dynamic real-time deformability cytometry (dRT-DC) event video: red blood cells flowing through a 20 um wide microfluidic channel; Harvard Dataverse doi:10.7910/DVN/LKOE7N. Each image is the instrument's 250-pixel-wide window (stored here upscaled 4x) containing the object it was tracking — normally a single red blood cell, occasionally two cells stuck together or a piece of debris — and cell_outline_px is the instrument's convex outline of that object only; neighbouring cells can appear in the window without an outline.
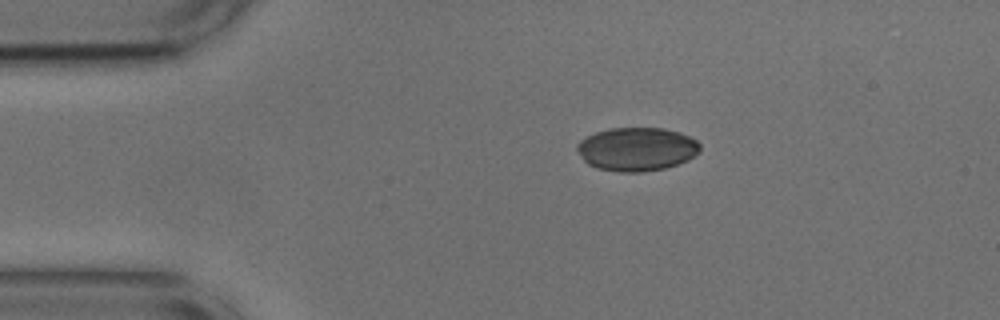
{"species": "common noctule bat (a hibernating species)", "species_latin": "Nyctalus noctula", "temperature_condition": "cold", "stored_images_in_passage": 28, "camera_frame_rate_fps": 3000, "um_per_image_px": 0.085, "animal": {"sex": "male", "body_mass_g": 17.9, "forearm_length_mm": 54.2}, "frame": {"image": 1, "passage_image": 1, "time_ms": 0.0, "image_size_px": [1000, 320], "cell_outline_px": [[700, 152], [696, 156], [688, 160], [664, 168], [640, 172], [620, 172], [596, 168], [588, 164], [584, 160], [576, 148], [576, 144], [580, 140], [596, 132], [608, 128], [664, 128], [680, 132], [696, 140], [700, 144]], "centroid_in_image_um": [54.13, 12.67], "position_along_channel_um": 30.9, "area_um2": 31.27}}
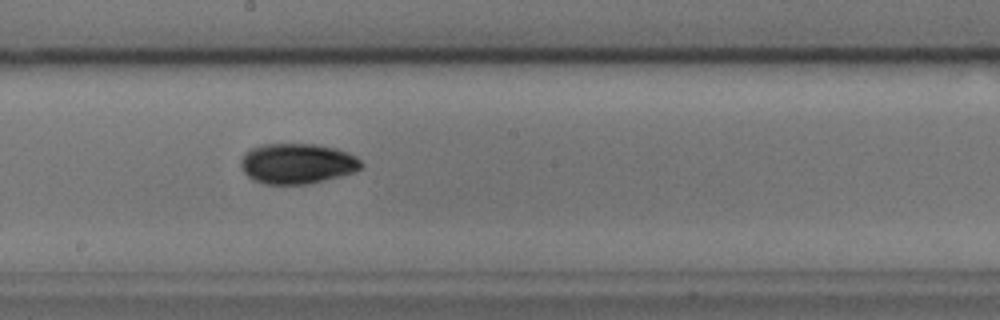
{"frame": {"image": 2, "passage_image": 20, "time_ms": 6.333, "image_size_px": [1000, 320], "cell_outline_px": [[364, 164], [360, 168], [352, 172], [340, 176], [308, 184], [264, 184], [252, 180], [244, 172], [240, 164], [240, 160], [244, 152], [248, 148], [260, 144], [316, 144], [336, 148], [348, 152], [356, 156]], "centroid_in_image_um": [25.22, 13.89], "position_along_channel_um": 223.0, "area_um2": 28.61}}
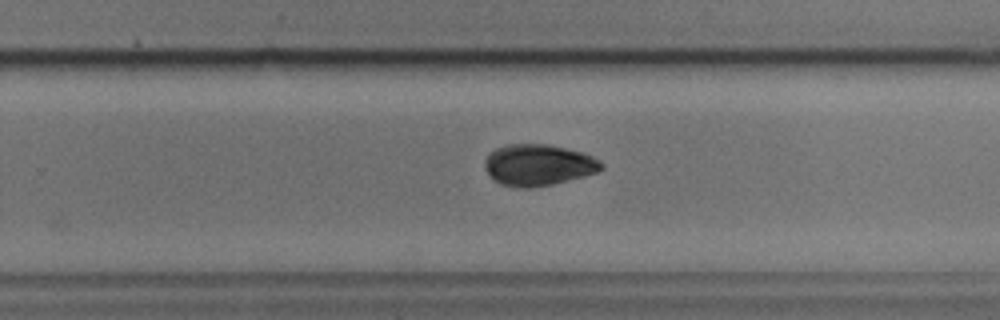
{"frame": {"image": 3, "passage_image": 25, "time_ms": 8.0, "image_size_px": [1000, 320], "cell_outline_px": [[604, 168], [596, 172], [584, 176], [552, 184], [532, 188], [520, 188], [500, 184], [492, 180], [484, 168], [484, 160], [488, 152], [496, 148], [508, 144], [548, 144], [584, 152], [600, 160], [604, 164]], "centroid_in_image_um": [45.73, 14.02], "position_along_channel_um": 284.1, "area_um2": 28.5}}